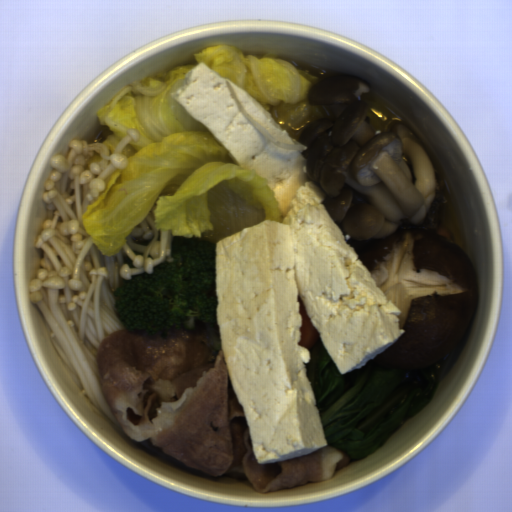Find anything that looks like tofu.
<instances>
[{"mask_svg": "<svg viewBox=\"0 0 512 512\" xmlns=\"http://www.w3.org/2000/svg\"><path fill=\"white\" fill-rule=\"evenodd\" d=\"M294 144L244 89L204 63L170 93L226 149L233 164L255 170L274 193L282 222L265 220L220 239L215 293L220 344L258 464L309 455L327 446L306 367L298 297L323 347L344 375L403 335L389 300L325 209L307 160L262 135Z\"/></svg>", "mask_w": 512, "mask_h": 512, "instance_id": "tofu-1", "label": "tofu"}]
</instances>
